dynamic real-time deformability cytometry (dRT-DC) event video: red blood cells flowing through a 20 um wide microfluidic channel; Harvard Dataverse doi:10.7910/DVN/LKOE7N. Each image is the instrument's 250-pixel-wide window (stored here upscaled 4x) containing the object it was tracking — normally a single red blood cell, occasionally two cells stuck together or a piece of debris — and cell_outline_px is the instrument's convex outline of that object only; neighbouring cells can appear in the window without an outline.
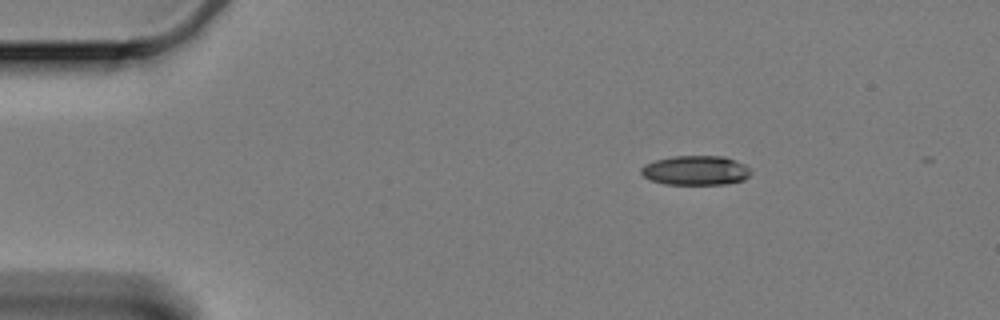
{"species": "Egyptian fruit bat (a non-hibernating species)", "species_latin": "Rousettus aegyptiacus", "temperature_condition": "cold", "stored_images_in_passage": 4, "camera_frame_rate_fps": 3000, "um_per_image_px": 0.085, "animal": {"sex": "female"}, "frame": {"image": 1, "passage_image": 1, "time_ms": 0.0, "image_size_px": [1000, 320], "cell_outline_px": [[752, 172], [744, 180], [724, 184], [664, 184], [652, 180], [644, 176], [640, 172], [640, 168], [644, 164], [656, 160], [672, 156], [724, 156], [736, 160], [744, 164]], "centroid_in_image_um": [59.13, 14.48], "position_along_channel_um": 25.9, "area_um2": 18.84}}